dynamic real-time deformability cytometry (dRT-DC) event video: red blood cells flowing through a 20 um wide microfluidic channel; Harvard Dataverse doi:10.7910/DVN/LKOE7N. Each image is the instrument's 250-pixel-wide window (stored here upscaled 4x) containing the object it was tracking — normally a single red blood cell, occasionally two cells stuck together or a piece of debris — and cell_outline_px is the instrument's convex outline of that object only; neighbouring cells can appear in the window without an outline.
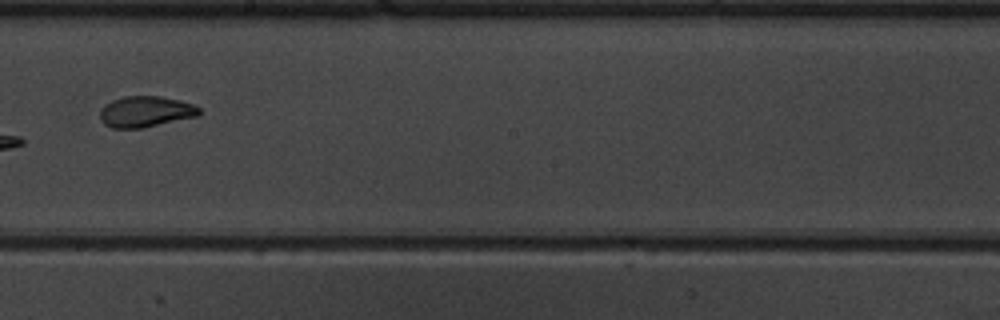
{"species": "common noctule bat (a hibernating species)", "species_latin": "Nyctalus noctula", "temperature_condition": "warm", "stored_images_in_passage": 9, "camera_frame_rate_fps": 3000, "um_per_image_px": 0.085, "animal": {"sex": "male", "body_mass_g": 19.5, "forearm_length_mm": 54.6}, "frame": {"image": 1, "passage_image": 9, "time_ms": 10.667, "image_size_px": [1000, 320], "cell_outline_px": [[200, 116], [144, 128], [112, 128], [104, 124], [100, 120], [100, 108], [104, 104], [112, 100], [124, 96], [160, 96], [180, 100], [192, 104], [200, 108]], "centroid_in_image_um": [12.37, 9.49], "position_along_channel_um": 235.8, "area_um2": 18.21}}